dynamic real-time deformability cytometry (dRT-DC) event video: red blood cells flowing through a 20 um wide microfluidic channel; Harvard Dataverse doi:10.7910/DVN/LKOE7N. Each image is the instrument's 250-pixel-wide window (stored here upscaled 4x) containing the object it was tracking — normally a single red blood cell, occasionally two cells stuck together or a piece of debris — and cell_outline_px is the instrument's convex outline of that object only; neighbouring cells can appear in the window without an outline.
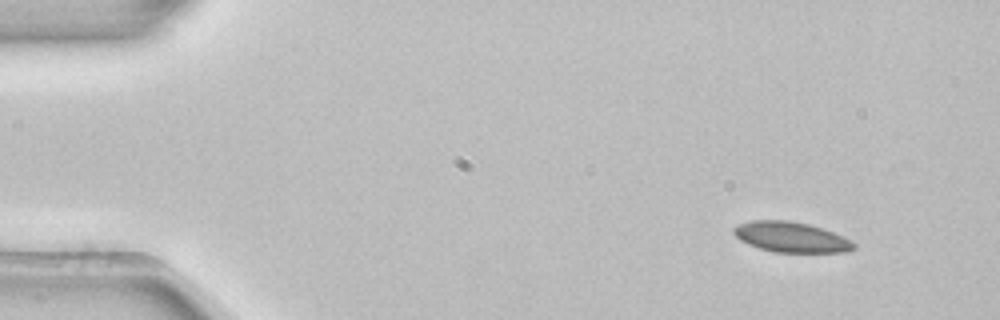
{"species": "common noctule bat (a hibernating species)", "species_latin": "Nyctalus noctula", "temperature_condition": "room temperature", "stored_images_in_passage": 3, "camera_frame_rate_fps": 3000, "um_per_image_px": 0.085, "animal": {"sex": "female", "body_mass_g": 22.7, "forearm_length_mm": 54.2}, "frame": {"image": 1, "passage_image": 1, "time_ms": 0.0, "image_size_px": [1000, 320], "cell_outline_px": [[856, 248], [844, 252], [776, 252], [760, 248], [748, 244], [740, 240], [732, 232], [732, 228], [740, 224], [752, 220], [788, 220], [808, 224], [832, 232], [852, 240], [856, 244]], "centroid_in_image_um": [67.24, 20.15], "position_along_channel_um": 17.8, "area_um2": 21.1}}